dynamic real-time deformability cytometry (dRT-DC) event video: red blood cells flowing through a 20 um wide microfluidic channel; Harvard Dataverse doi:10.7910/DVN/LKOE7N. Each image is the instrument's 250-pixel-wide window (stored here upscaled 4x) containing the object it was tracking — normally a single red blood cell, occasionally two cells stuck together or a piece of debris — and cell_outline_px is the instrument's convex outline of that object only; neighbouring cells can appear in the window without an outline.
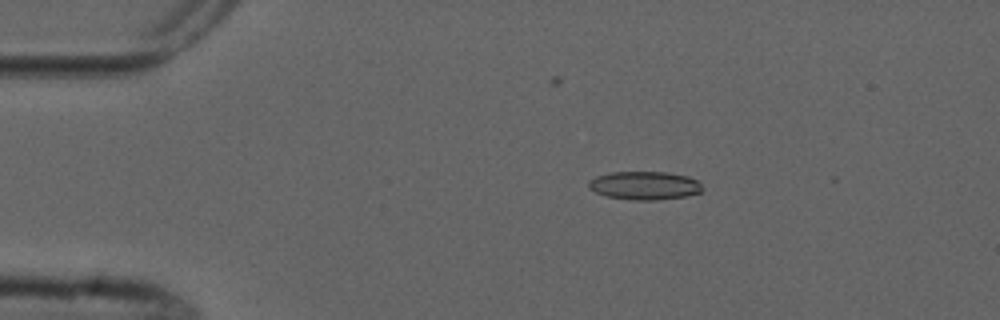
{"species": "common noctule bat (a hibernating species)", "species_latin": "Nyctalus noctula", "temperature_condition": "cold", "stored_images_in_passage": 9, "camera_frame_rate_fps": 3000, "um_per_image_px": 0.085, "animal": {"sex": "male", "forearm_length_mm": 52.5}, "frame": {"image": 1, "passage_image": 3, "time_ms": 2.333, "image_size_px": [1000, 320], "cell_outline_px": [[704, 188], [700, 192], [684, 196], [656, 200], [628, 200], [604, 196], [588, 188], [588, 180], [596, 176], [608, 172], [664, 172], [688, 176], [696, 180]], "centroid_in_image_um": [54.73, 15.77], "position_along_channel_um": 30.3, "area_um2": 18.9}}
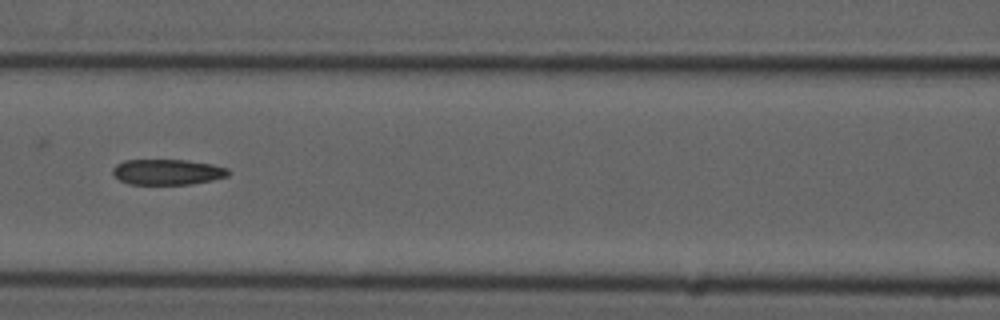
{"frame": {"image": 2, "passage_image": 7, "time_ms": 7.0, "image_size_px": [1000, 320], "cell_outline_px": [[232, 172], [228, 176], [212, 180], [188, 184], [128, 184], [120, 180], [112, 172], [112, 168], [116, 164], [124, 160], [184, 160], [212, 164], [228, 168]], "centroid_in_image_um": [14.24, 14.61], "position_along_channel_um": 152.4, "area_um2": 17.22}}
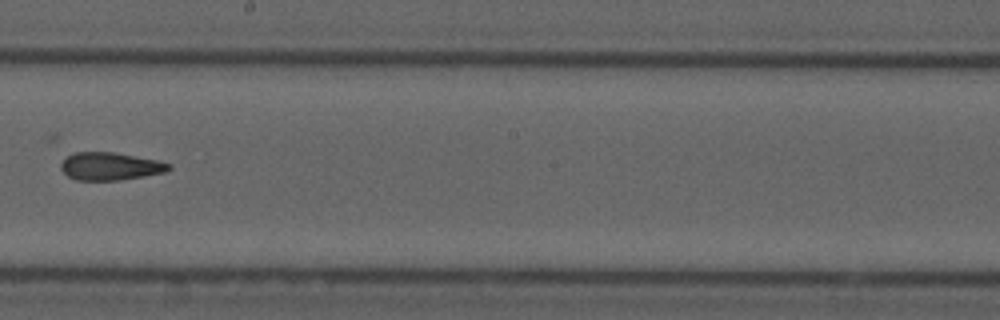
{"frame": {"image": 3, "passage_image": 9, "time_ms": 9.333, "image_size_px": [1000, 320], "cell_outline_px": [[172, 168], [168, 172], [120, 180], [76, 180], [68, 176], [60, 168], [60, 164], [68, 156], [76, 152], [112, 152], [156, 160], [172, 164]], "centroid_in_image_um": [9.4, 14.14], "position_along_channel_um": 238.8, "area_um2": 17.4}}